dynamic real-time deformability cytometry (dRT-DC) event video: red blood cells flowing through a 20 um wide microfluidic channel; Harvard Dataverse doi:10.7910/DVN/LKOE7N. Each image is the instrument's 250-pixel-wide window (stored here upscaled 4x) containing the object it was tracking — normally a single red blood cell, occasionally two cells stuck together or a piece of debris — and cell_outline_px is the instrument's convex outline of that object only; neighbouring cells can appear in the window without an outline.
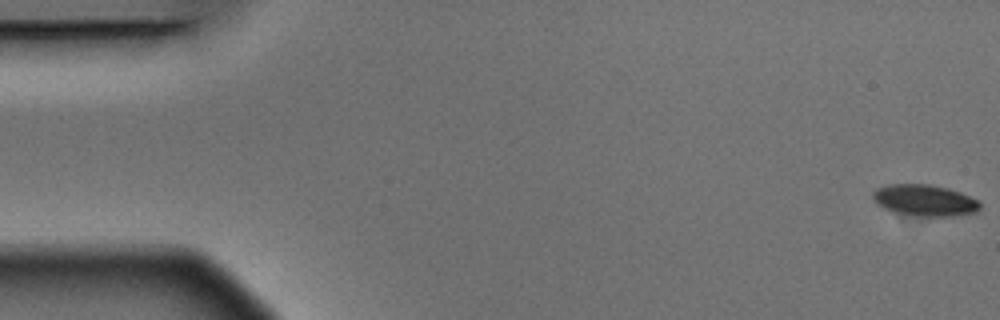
{"species": "Egyptian fruit bat (a non-hibernating species)", "species_latin": "Rousettus aegyptiacus", "temperature_condition": "warm", "stored_images_in_passage": 2, "camera_frame_rate_fps": 3000, "um_per_image_px": 0.085, "animal": {"sex": "male"}, "frame": {"image": 1, "passage_image": 1, "time_ms": 0.0, "image_size_px": [1000, 320], "cell_outline_px": [[980, 208], [976, 212], [952, 216], [924, 216], [892, 212], [884, 208], [872, 200], [872, 192], [876, 188], [888, 184], [928, 184], [948, 188], [960, 192], [976, 200], [980, 204]], "centroid_in_image_um": [78.55, 17.02], "position_along_channel_um": 6.5, "area_um2": 19.54}}